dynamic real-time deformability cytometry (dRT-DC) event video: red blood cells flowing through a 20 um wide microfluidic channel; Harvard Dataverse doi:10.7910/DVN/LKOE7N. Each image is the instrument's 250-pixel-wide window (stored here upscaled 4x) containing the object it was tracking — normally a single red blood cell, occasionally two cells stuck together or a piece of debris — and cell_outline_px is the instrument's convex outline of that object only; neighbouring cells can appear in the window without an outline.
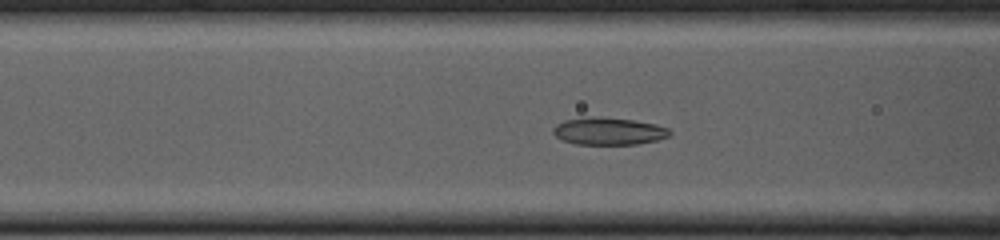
{"species": "common noctule bat (a hibernating species)", "species_latin": "Nyctalus noctula", "temperature_condition": "cold", "stored_images_in_passage": 53, "camera_frame_rate_fps": 3000, "um_per_image_px": 0.085, "animal": {"sex": "female", "body_mass_g": 23.0, "forearm_length_mm": 53.4}, "frame": {"image": 1, "passage_image": 20, "time_ms": 6.333, "image_size_px": [1000, 240], "cell_outline_px": [[672, 132], [668, 136], [656, 140], [636, 144], [576, 144], [564, 140], [556, 136], [552, 132], [552, 128], [556, 124], [564, 120], [600, 116], [632, 120], [656, 124], [668, 128]], "centroid_in_image_um": [51.73, 11.14], "position_along_channel_um": 114.9, "area_um2": 18.44}}
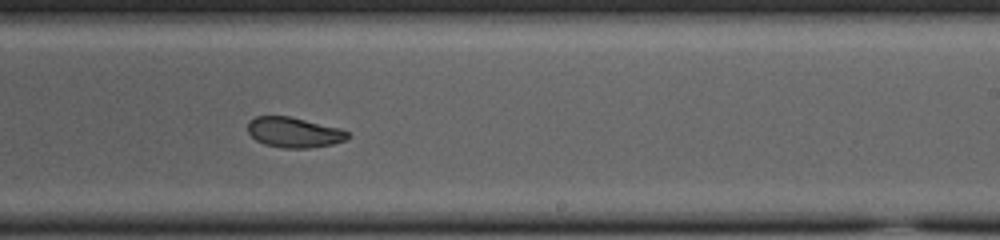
{"frame": {"image": 2, "passage_image": 32, "time_ms": 10.333, "image_size_px": [1000, 240], "cell_outline_px": [[352, 136], [344, 140], [332, 144], [308, 148], [284, 148], [264, 144], [256, 140], [248, 132], [248, 120], [256, 116], [288, 116], [340, 128], [348, 132]], "centroid_in_image_um": [24.98, 11.25], "position_along_channel_um": 264.0, "area_um2": 17.57}}
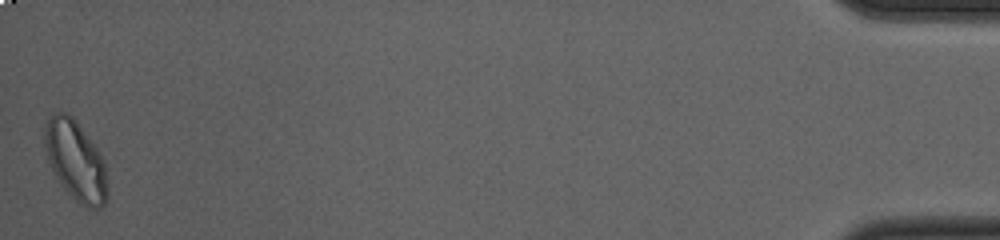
{"frame": {"image": 3, "passage_image": 53, "time_ms": 17.333, "image_size_px": [1000, 240], "cell_outline_px": [[108, 196], [104, 204], [100, 208], [92, 208], [80, 204], [60, 184], [48, 160], [44, 148], [44, 128], [48, 116], [56, 112], [68, 112], [76, 120], [104, 160], [108, 188]], "centroid_in_image_um": [6.42, 13.63], "position_along_channel_um": 428.8, "area_um2": 29.13}, "authors_computed_cell_mechanics": {"area_um2": 18.8428, "velocity_mm_per_s": 3.7342, "shape_relaxation_time_tau1_ms": 4.8113, "shape_relaxation_time_tau2_ms": 1.7757, "deformation_change_tau1": 0.1149, "deformation_change_tau2": 0.0664}}